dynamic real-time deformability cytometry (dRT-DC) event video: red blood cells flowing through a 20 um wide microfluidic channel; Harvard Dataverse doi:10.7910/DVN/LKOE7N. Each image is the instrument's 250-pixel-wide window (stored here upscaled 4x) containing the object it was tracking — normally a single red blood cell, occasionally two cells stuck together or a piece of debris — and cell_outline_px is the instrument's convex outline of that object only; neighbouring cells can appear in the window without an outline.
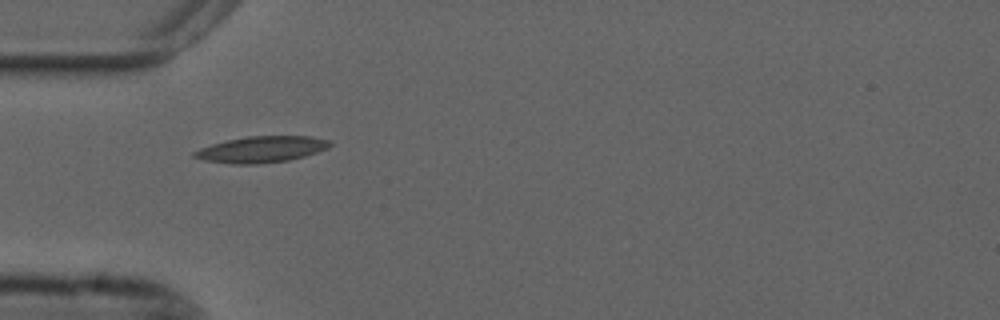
{"species": "common noctule bat (a hibernating species)", "species_latin": "Nyctalus noctula", "temperature_condition": "cold", "stored_images_in_passage": 39, "camera_frame_rate_fps": 3000, "um_per_image_px": 0.085, "animal": {"sex": "male", "forearm_length_mm": 52.5}, "frame": {"image": 1, "passage_image": 1, "time_ms": 0.0, "image_size_px": [1000, 320], "cell_outline_px": [[332, 144], [328, 148], [304, 156], [288, 160], [256, 164], [232, 164], [204, 160], [192, 156], [192, 152], [200, 148], [212, 144], [228, 140], [248, 136], [312, 136], [332, 140]], "centroid_in_image_um": [22.24, 12.69], "position_along_channel_um": 62.8, "area_um2": 20.69}}
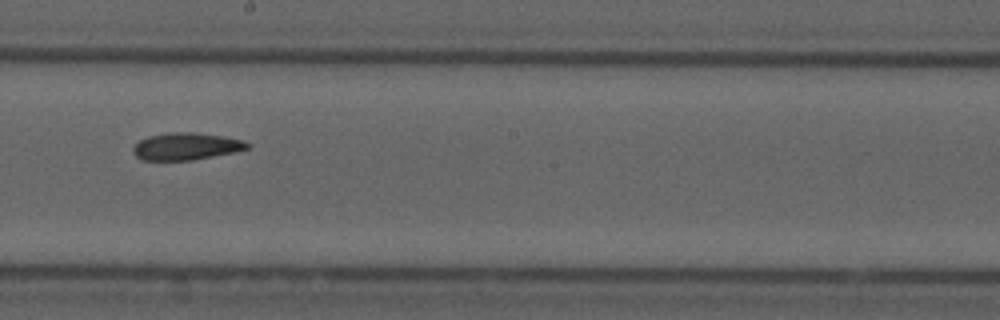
{"frame": {"image": 2, "passage_image": 15, "time_ms": 4.667, "image_size_px": [1000, 320], "cell_outline_px": [[252, 144], [248, 148], [236, 152], [192, 160], [144, 160], [136, 156], [132, 152], [132, 148], [140, 140], [148, 136], [168, 132], [192, 132], [224, 136], [244, 140]], "centroid_in_image_um": [15.85, 12.43], "position_along_channel_um": 232.4, "area_um2": 18.21}}
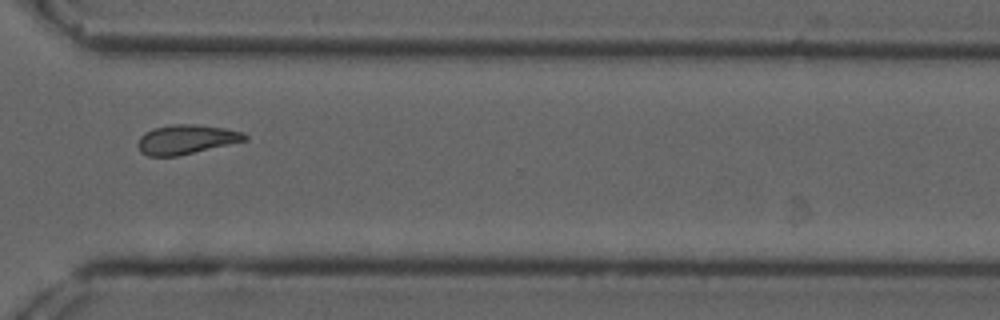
{"frame": {"image": 3, "passage_image": 25, "time_ms": 8.0, "image_size_px": [1000, 320], "cell_outline_px": [[248, 140], [176, 156], [148, 156], [140, 152], [136, 144], [140, 136], [144, 132], [156, 128], [172, 124], [196, 124], [224, 128], [244, 132], [248, 136]], "centroid_in_image_um": [15.82, 11.85], "position_along_channel_um": 354.8, "area_um2": 18.32}, "authors_computed_cell_mechanics": {"area_um2": 18.207, "velocity_mm_per_s": 3.6648, "shape_relaxation_time_tau1_ms": 7.8005, "shape_relaxation_time_tau2_ms": 6.9067, "deformation_change_tau1": 0.152, "deformation_change_tau2": 0.1369}}